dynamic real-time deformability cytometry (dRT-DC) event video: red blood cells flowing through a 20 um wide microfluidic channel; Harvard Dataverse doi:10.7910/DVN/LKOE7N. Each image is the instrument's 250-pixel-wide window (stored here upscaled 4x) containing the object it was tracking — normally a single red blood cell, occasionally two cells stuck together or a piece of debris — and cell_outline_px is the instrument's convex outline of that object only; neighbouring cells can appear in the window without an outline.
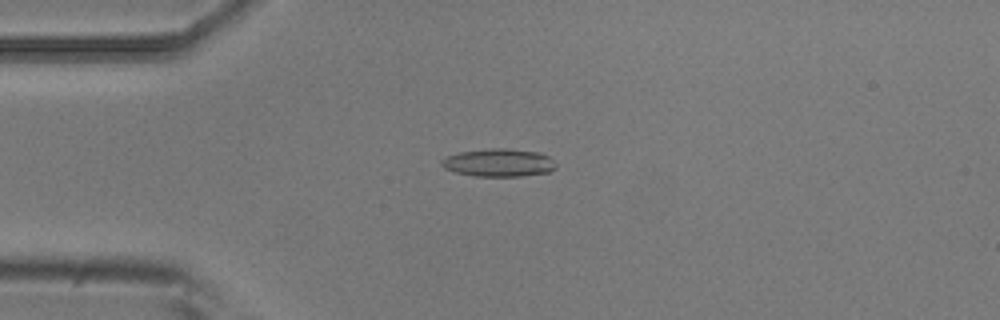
{"species": "common noctule bat (a hibernating species)", "species_latin": "Nyctalus noctula", "temperature_condition": "room temperature", "stored_images_in_passage": 5, "camera_frame_rate_fps": 3000, "um_per_image_px": 0.085, "animal": {"sex": "male", "body_mass_g": 20.5, "forearm_length_mm": 52.5}, "frame": {"image": 1, "passage_image": 4, "time_ms": 1.0, "image_size_px": [1000, 320], "cell_outline_px": [[556, 168], [548, 172], [524, 176], [472, 176], [456, 172], [444, 168], [440, 164], [440, 160], [448, 156], [460, 152], [488, 148], [508, 148], [540, 152], [548, 156], [556, 164]], "centroid_in_image_um": [42.4, 13.82], "position_along_channel_um": 42.6, "area_um2": 18.73}}